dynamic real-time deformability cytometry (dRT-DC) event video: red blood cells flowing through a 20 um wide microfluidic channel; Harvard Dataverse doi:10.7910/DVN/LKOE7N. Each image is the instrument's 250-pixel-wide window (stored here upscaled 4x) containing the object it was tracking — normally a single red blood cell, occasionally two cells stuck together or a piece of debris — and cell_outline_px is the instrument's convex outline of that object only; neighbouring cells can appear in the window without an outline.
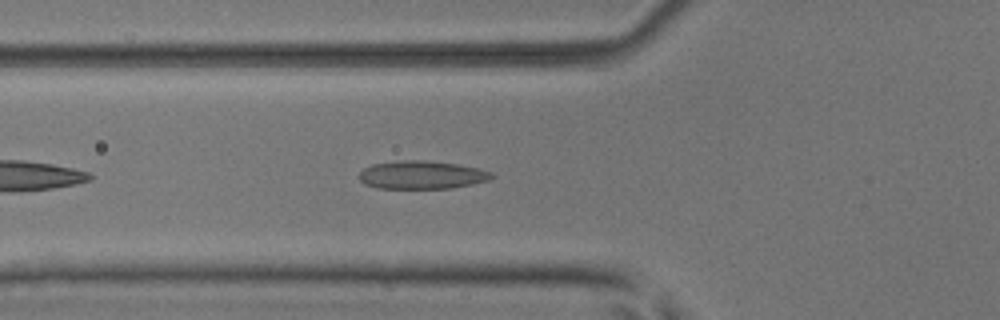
{"species": "common noctule bat (a hibernating species)", "species_latin": "Nyctalus noctula", "temperature_condition": "room temperature", "stored_images_in_passage": 26, "camera_frame_rate_fps": 3000, "um_per_image_px": 0.085, "animal": {"sex": "male", "body_mass_g": 17.9, "forearm_length_mm": 54.2}, "frame": {"image": 1, "passage_image": 4, "time_ms": 1.0, "image_size_px": [1000, 320], "cell_outline_px": [[496, 176], [488, 180], [472, 184], [452, 188], [376, 188], [364, 184], [360, 180], [360, 172], [364, 168], [372, 164], [404, 160], [424, 160], [456, 164], [480, 168], [492, 172]], "centroid_in_image_um": [35.87, 14.87], "position_along_channel_um": 89.9, "area_um2": 21.73}}
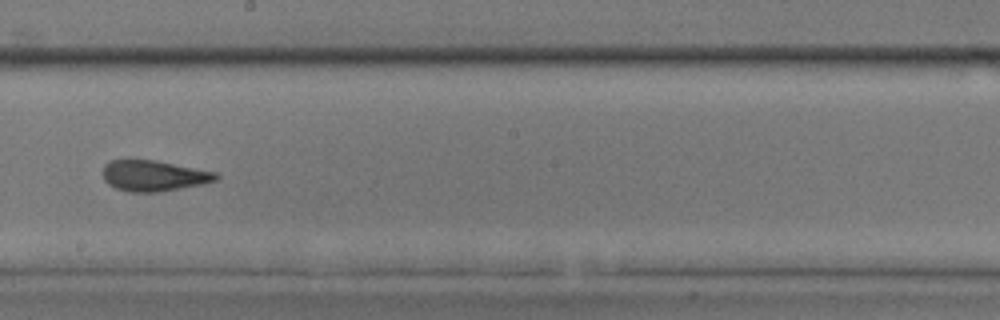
{"frame": {"image": 2, "passage_image": 15, "time_ms": 4.667, "image_size_px": [1000, 320], "cell_outline_px": [[220, 176], [216, 180], [200, 184], [180, 188], [156, 192], [128, 192], [116, 188], [108, 184], [104, 180], [104, 164], [108, 160], [156, 160], [216, 172]], "centroid_in_image_um": [13.05, 14.93], "position_along_channel_um": 235.2, "area_um2": 20.17}}
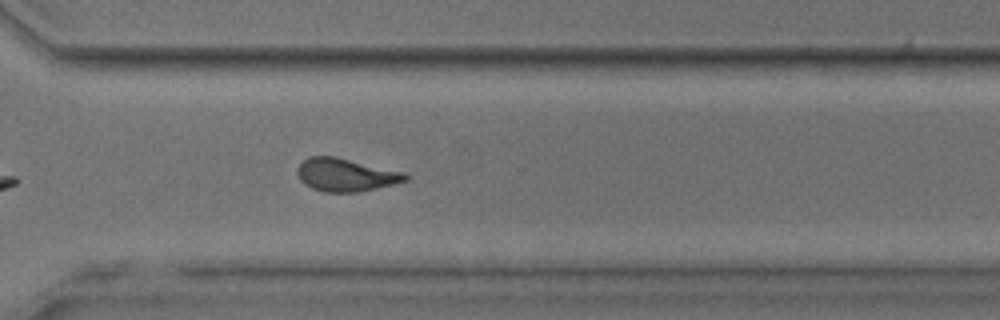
{"frame": {"image": 3, "passage_image": 23, "time_ms": 7.333, "image_size_px": [1000, 320], "cell_outline_px": [[408, 180], [376, 188], [356, 192], [324, 192], [312, 188], [304, 184], [300, 180], [296, 172], [296, 168], [308, 156], [336, 156], [404, 172], [408, 176]], "centroid_in_image_um": [29.35, 14.85], "position_along_channel_um": 341.2, "area_um2": 20.75}, "authors_computed_cell_mechanics": {"area_um2": 20.6635, "velocity_mm_per_s": 3.9674, "shape_relaxation_time_tau1_ms": 8.2253, "shape_relaxation_time_tau2_ms": 1.5962, "deformation_change_tau1": 0.1992, "deformation_change_tau2": 0.0962}}